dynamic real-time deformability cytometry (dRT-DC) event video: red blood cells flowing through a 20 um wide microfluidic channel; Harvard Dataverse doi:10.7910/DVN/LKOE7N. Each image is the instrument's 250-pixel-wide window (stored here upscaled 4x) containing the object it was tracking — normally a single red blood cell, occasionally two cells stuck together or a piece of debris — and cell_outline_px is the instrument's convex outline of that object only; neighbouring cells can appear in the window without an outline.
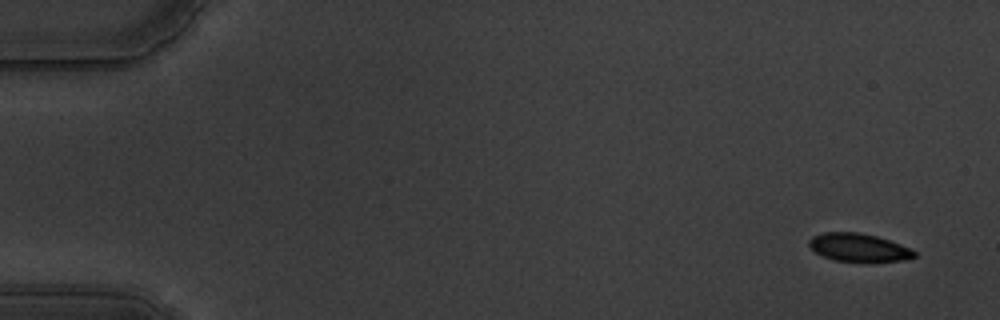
{"species": "common noctule bat (a hibernating species)", "species_latin": "Nyctalus noctula", "temperature_condition": "warm", "stored_images_in_passage": 10, "camera_frame_rate_fps": 3000, "um_per_image_px": 0.085, "animal": {"sex": "male", "body_mass_g": 19.5, "forearm_length_mm": 54.6}, "frame": {"image": 1, "passage_image": 1, "time_ms": 0.0, "image_size_px": [1000, 320], "cell_outline_px": [[916, 256], [904, 260], [836, 260], [824, 256], [816, 252], [808, 244], [808, 240], [812, 236], [824, 232], [856, 232], [876, 236], [900, 244], [916, 252]], "centroid_in_image_um": [72.95, 21.0], "position_along_channel_um": 12.1, "area_um2": 16.59}}